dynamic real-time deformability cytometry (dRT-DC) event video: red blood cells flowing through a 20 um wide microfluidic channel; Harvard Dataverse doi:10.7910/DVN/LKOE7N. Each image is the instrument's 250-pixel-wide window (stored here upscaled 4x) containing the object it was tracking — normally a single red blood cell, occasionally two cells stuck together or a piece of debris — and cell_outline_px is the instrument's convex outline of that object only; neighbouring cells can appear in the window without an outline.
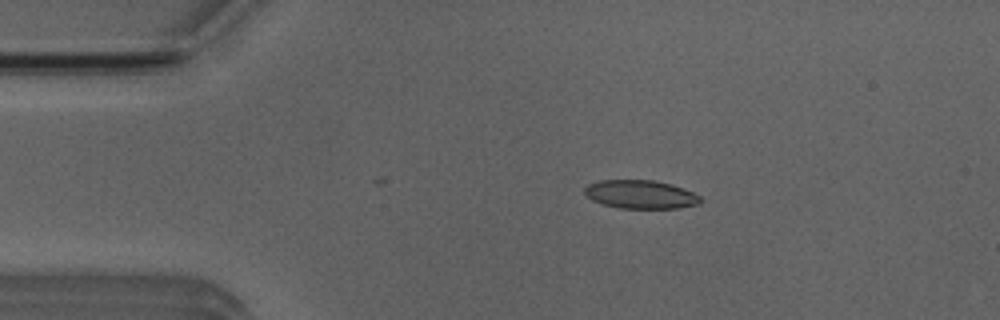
{"species": "Egyptian fruit bat (a non-hibernating species)", "species_latin": "Rousettus aegyptiacus", "temperature_condition": "room temperature", "stored_images_in_passage": 5, "camera_frame_rate_fps": 3000, "um_per_image_px": 0.085, "animal": {"sex": "male"}, "frame": {"image": 1, "passage_image": 2, "time_ms": 1.333, "image_size_px": [1000, 320], "cell_outline_px": [[700, 204], [680, 208], [620, 208], [604, 204], [592, 200], [584, 192], [584, 188], [588, 184], [600, 180], [652, 180], [672, 184], [692, 192], [700, 196]], "centroid_in_image_um": [54.45, 16.52], "position_along_channel_um": 30.5, "area_um2": 19.13}}